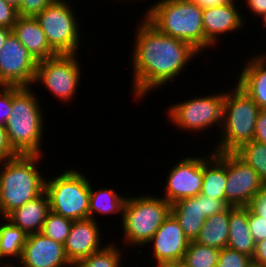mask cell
I'll list each match as a JSON object with an SVG mask.
<instances>
[{
	"label": "cell",
	"instance_id": "9a60e30c",
	"mask_svg": "<svg viewBox=\"0 0 266 267\" xmlns=\"http://www.w3.org/2000/svg\"><path fill=\"white\" fill-rule=\"evenodd\" d=\"M19 261L14 267H72L66 257L64 244L41 232L28 234Z\"/></svg>",
	"mask_w": 266,
	"mask_h": 267
},
{
	"label": "cell",
	"instance_id": "6da1fadb",
	"mask_svg": "<svg viewBox=\"0 0 266 267\" xmlns=\"http://www.w3.org/2000/svg\"><path fill=\"white\" fill-rule=\"evenodd\" d=\"M135 31L132 96L141 100L154 89L174 81L199 52L189 43L158 31L144 17Z\"/></svg>",
	"mask_w": 266,
	"mask_h": 267
},
{
	"label": "cell",
	"instance_id": "5bb4252c",
	"mask_svg": "<svg viewBox=\"0 0 266 267\" xmlns=\"http://www.w3.org/2000/svg\"><path fill=\"white\" fill-rule=\"evenodd\" d=\"M153 249L154 264H180L190 240L185 236L179 221L170 213L152 236L148 245Z\"/></svg>",
	"mask_w": 266,
	"mask_h": 267
},
{
	"label": "cell",
	"instance_id": "5b68a950",
	"mask_svg": "<svg viewBox=\"0 0 266 267\" xmlns=\"http://www.w3.org/2000/svg\"><path fill=\"white\" fill-rule=\"evenodd\" d=\"M233 88L225 92L221 138L214 152H235L254 138L260 108L237 83Z\"/></svg>",
	"mask_w": 266,
	"mask_h": 267
},
{
	"label": "cell",
	"instance_id": "7a4b0ae2",
	"mask_svg": "<svg viewBox=\"0 0 266 267\" xmlns=\"http://www.w3.org/2000/svg\"><path fill=\"white\" fill-rule=\"evenodd\" d=\"M143 15L158 31L189 43L199 53L207 47H213L205 39L203 8L196 3L188 0H157Z\"/></svg>",
	"mask_w": 266,
	"mask_h": 267
},
{
	"label": "cell",
	"instance_id": "cb8c5ba5",
	"mask_svg": "<svg viewBox=\"0 0 266 267\" xmlns=\"http://www.w3.org/2000/svg\"><path fill=\"white\" fill-rule=\"evenodd\" d=\"M229 238V207L206 218L195 241L199 244L217 248L227 247Z\"/></svg>",
	"mask_w": 266,
	"mask_h": 267
},
{
	"label": "cell",
	"instance_id": "d6986e66",
	"mask_svg": "<svg viewBox=\"0 0 266 267\" xmlns=\"http://www.w3.org/2000/svg\"><path fill=\"white\" fill-rule=\"evenodd\" d=\"M12 32L37 61L58 55L50 47L45 33L35 17H18Z\"/></svg>",
	"mask_w": 266,
	"mask_h": 267
},
{
	"label": "cell",
	"instance_id": "f35d334b",
	"mask_svg": "<svg viewBox=\"0 0 266 267\" xmlns=\"http://www.w3.org/2000/svg\"><path fill=\"white\" fill-rule=\"evenodd\" d=\"M253 140L266 144V109H260L257 115Z\"/></svg>",
	"mask_w": 266,
	"mask_h": 267
},
{
	"label": "cell",
	"instance_id": "3957f363",
	"mask_svg": "<svg viewBox=\"0 0 266 267\" xmlns=\"http://www.w3.org/2000/svg\"><path fill=\"white\" fill-rule=\"evenodd\" d=\"M42 155H23L0 162V218H5L45 191L46 177L38 169ZM2 164V165H1Z\"/></svg>",
	"mask_w": 266,
	"mask_h": 267
},
{
	"label": "cell",
	"instance_id": "ab89813d",
	"mask_svg": "<svg viewBox=\"0 0 266 267\" xmlns=\"http://www.w3.org/2000/svg\"><path fill=\"white\" fill-rule=\"evenodd\" d=\"M252 259L262 265H266V239L256 243Z\"/></svg>",
	"mask_w": 266,
	"mask_h": 267
},
{
	"label": "cell",
	"instance_id": "44dd1931",
	"mask_svg": "<svg viewBox=\"0 0 266 267\" xmlns=\"http://www.w3.org/2000/svg\"><path fill=\"white\" fill-rule=\"evenodd\" d=\"M50 212V200L46 191L35 199L12 211L6 218L27 234L41 232L47 214Z\"/></svg>",
	"mask_w": 266,
	"mask_h": 267
},
{
	"label": "cell",
	"instance_id": "60d3db41",
	"mask_svg": "<svg viewBox=\"0 0 266 267\" xmlns=\"http://www.w3.org/2000/svg\"><path fill=\"white\" fill-rule=\"evenodd\" d=\"M247 7L254 15L261 16L266 12V0H245Z\"/></svg>",
	"mask_w": 266,
	"mask_h": 267
},
{
	"label": "cell",
	"instance_id": "bcb514c9",
	"mask_svg": "<svg viewBox=\"0 0 266 267\" xmlns=\"http://www.w3.org/2000/svg\"><path fill=\"white\" fill-rule=\"evenodd\" d=\"M156 267H182L180 264L156 265Z\"/></svg>",
	"mask_w": 266,
	"mask_h": 267
},
{
	"label": "cell",
	"instance_id": "f6af8a7d",
	"mask_svg": "<svg viewBox=\"0 0 266 267\" xmlns=\"http://www.w3.org/2000/svg\"><path fill=\"white\" fill-rule=\"evenodd\" d=\"M246 267H264V265L254 261L253 259L250 260V262L247 264Z\"/></svg>",
	"mask_w": 266,
	"mask_h": 267
},
{
	"label": "cell",
	"instance_id": "74e56055",
	"mask_svg": "<svg viewBox=\"0 0 266 267\" xmlns=\"http://www.w3.org/2000/svg\"><path fill=\"white\" fill-rule=\"evenodd\" d=\"M18 155L9 142L5 126L0 125V162Z\"/></svg>",
	"mask_w": 266,
	"mask_h": 267
},
{
	"label": "cell",
	"instance_id": "83f0119b",
	"mask_svg": "<svg viewBox=\"0 0 266 267\" xmlns=\"http://www.w3.org/2000/svg\"><path fill=\"white\" fill-rule=\"evenodd\" d=\"M117 246L113 244V241L108 242L104 248L75 262L72 267H123L121 265L122 250H119Z\"/></svg>",
	"mask_w": 266,
	"mask_h": 267
},
{
	"label": "cell",
	"instance_id": "c3c4849f",
	"mask_svg": "<svg viewBox=\"0 0 266 267\" xmlns=\"http://www.w3.org/2000/svg\"><path fill=\"white\" fill-rule=\"evenodd\" d=\"M260 19H262V21H263L262 22L263 23V27L265 26V28H266V12L261 15V18Z\"/></svg>",
	"mask_w": 266,
	"mask_h": 267
},
{
	"label": "cell",
	"instance_id": "b9f144b4",
	"mask_svg": "<svg viewBox=\"0 0 266 267\" xmlns=\"http://www.w3.org/2000/svg\"><path fill=\"white\" fill-rule=\"evenodd\" d=\"M190 2L196 3L201 8H209L219 5H225L232 0H188Z\"/></svg>",
	"mask_w": 266,
	"mask_h": 267
},
{
	"label": "cell",
	"instance_id": "4dcf8cb0",
	"mask_svg": "<svg viewBox=\"0 0 266 267\" xmlns=\"http://www.w3.org/2000/svg\"><path fill=\"white\" fill-rule=\"evenodd\" d=\"M251 259L246 254L225 247L219 251L217 267H246Z\"/></svg>",
	"mask_w": 266,
	"mask_h": 267
},
{
	"label": "cell",
	"instance_id": "603a6c76",
	"mask_svg": "<svg viewBox=\"0 0 266 267\" xmlns=\"http://www.w3.org/2000/svg\"><path fill=\"white\" fill-rule=\"evenodd\" d=\"M256 242L248 226V208L229 206V238L227 247L246 254L254 255Z\"/></svg>",
	"mask_w": 266,
	"mask_h": 267
},
{
	"label": "cell",
	"instance_id": "836d02e7",
	"mask_svg": "<svg viewBox=\"0 0 266 267\" xmlns=\"http://www.w3.org/2000/svg\"><path fill=\"white\" fill-rule=\"evenodd\" d=\"M11 110L12 86H0V125H6Z\"/></svg>",
	"mask_w": 266,
	"mask_h": 267
},
{
	"label": "cell",
	"instance_id": "484cf974",
	"mask_svg": "<svg viewBox=\"0 0 266 267\" xmlns=\"http://www.w3.org/2000/svg\"><path fill=\"white\" fill-rule=\"evenodd\" d=\"M5 219L6 222L0 224V256L5 260L8 257L7 263L9 266H14V263L19 262L21 258L28 234L19 227L14 226L7 218ZM10 258L13 261L16 260V262L12 263Z\"/></svg>",
	"mask_w": 266,
	"mask_h": 267
},
{
	"label": "cell",
	"instance_id": "ffe728a7",
	"mask_svg": "<svg viewBox=\"0 0 266 267\" xmlns=\"http://www.w3.org/2000/svg\"><path fill=\"white\" fill-rule=\"evenodd\" d=\"M213 152V153H212ZM203 157V184L201 194L226 203L227 152H209Z\"/></svg>",
	"mask_w": 266,
	"mask_h": 267
},
{
	"label": "cell",
	"instance_id": "7dc6e473",
	"mask_svg": "<svg viewBox=\"0 0 266 267\" xmlns=\"http://www.w3.org/2000/svg\"><path fill=\"white\" fill-rule=\"evenodd\" d=\"M0 267H10L8 263H5V260L1 256H0Z\"/></svg>",
	"mask_w": 266,
	"mask_h": 267
},
{
	"label": "cell",
	"instance_id": "ee69618b",
	"mask_svg": "<svg viewBox=\"0 0 266 267\" xmlns=\"http://www.w3.org/2000/svg\"><path fill=\"white\" fill-rule=\"evenodd\" d=\"M5 2L18 10L21 0H5Z\"/></svg>",
	"mask_w": 266,
	"mask_h": 267
},
{
	"label": "cell",
	"instance_id": "1f68e13d",
	"mask_svg": "<svg viewBox=\"0 0 266 267\" xmlns=\"http://www.w3.org/2000/svg\"><path fill=\"white\" fill-rule=\"evenodd\" d=\"M55 0H21L17 10L19 17H36Z\"/></svg>",
	"mask_w": 266,
	"mask_h": 267
},
{
	"label": "cell",
	"instance_id": "ba28073f",
	"mask_svg": "<svg viewBox=\"0 0 266 267\" xmlns=\"http://www.w3.org/2000/svg\"><path fill=\"white\" fill-rule=\"evenodd\" d=\"M71 6L69 1L55 0L35 17L58 55L77 54L80 48V23Z\"/></svg>",
	"mask_w": 266,
	"mask_h": 267
},
{
	"label": "cell",
	"instance_id": "f1b7e54d",
	"mask_svg": "<svg viewBox=\"0 0 266 267\" xmlns=\"http://www.w3.org/2000/svg\"><path fill=\"white\" fill-rule=\"evenodd\" d=\"M234 153L252 167L266 185V144L252 140Z\"/></svg>",
	"mask_w": 266,
	"mask_h": 267
},
{
	"label": "cell",
	"instance_id": "ac0fdd59",
	"mask_svg": "<svg viewBox=\"0 0 266 267\" xmlns=\"http://www.w3.org/2000/svg\"><path fill=\"white\" fill-rule=\"evenodd\" d=\"M246 61L236 80L237 84L260 109H266V53L253 55Z\"/></svg>",
	"mask_w": 266,
	"mask_h": 267
},
{
	"label": "cell",
	"instance_id": "9c48e42d",
	"mask_svg": "<svg viewBox=\"0 0 266 267\" xmlns=\"http://www.w3.org/2000/svg\"><path fill=\"white\" fill-rule=\"evenodd\" d=\"M224 96L225 92L222 91L171 104L166 112L167 118L177 128L187 132L201 133L216 125L222 128Z\"/></svg>",
	"mask_w": 266,
	"mask_h": 267
},
{
	"label": "cell",
	"instance_id": "8fae6325",
	"mask_svg": "<svg viewBox=\"0 0 266 267\" xmlns=\"http://www.w3.org/2000/svg\"><path fill=\"white\" fill-rule=\"evenodd\" d=\"M38 61L11 32L0 50V86H34Z\"/></svg>",
	"mask_w": 266,
	"mask_h": 267
},
{
	"label": "cell",
	"instance_id": "e575fe53",
	"mask_svg": "<svg viewBox=\"0 0 266 267\" xmlns=\"http://www.w3.org/2000/svg\"><path fill=\"white\" fill-rule=\"evenodd\" d=\"M246 207L266 220V185L254 194Z\"/></svg>",
	"mask_w": 266,
	"mask_h": 267
},
{
	"label": "cell",
	"instance_id": "277c9868",
	"mask_svg": "<svg viewBox=\"0 0 266 267\" xmlns=\"http://www.w3.org/2000/svg\"><path fill=\"white\" fill-rule=\"evenodd\" d=\"M31 88L12 86V110L5 128L18 154L43 155L44 116Z\"/></svg>",
	"mask_w": 266,
	"mask_h": 267
},
{
	"label": "cell",
	"instance_id": "f546056e",
	"mask_svg": "<svg viewBox=\"0 0 266 267\" xmlns=\"http://www.w3.org/2000/svg\"><path fill=\"white\" fill-rule=\"evenodd\" d=\"M73 220L50 211L44 221L41 233L50 239L65 244L70 233Z\"/></svg>",
	"mask_w": 266,
	"mask_h": 267
},
{
	"label": "cell",
	"instance_id": "30bf717a",
	"mask_svg": "<svg viewBox=\"0 0 266 267\" xmlns=\"http://www.w3.org/2000/svg\"><path fill=\"white\" fill-rule=\"evenodd\" d=\"M77 58V54H59L38 61L33 84L41 83L60 101L67 103L73 100L82 75L81 63Z\"/></svg>",
	"mask_w": 266,
	"mask_h": 267
},
{
	"label": "cell",
	"instance_id": "4316f807",
	"mask_svg": "<svg viewBox=\"0 0 266 267\" xmlns=\"http://www.w3.org/2000/svg\"><path fill=\"white\" fill-rule=\"evenodd\" d=\"M219 249L190 241L180 263L182 267H217Z\"/></svg>",
	"mask_w": 266,
	"mask_h": 267
},
{
	"label": "cell",
	"instance_id": "e0dca14e",
	"mask_svg": "<svg viewBox=\"0 0 266 267\" xmlns=\"http://www.w3.org/2000/svg\"><path fill=\"white\" fill-rule=\"evenodd\" d=\"M237 8V0L225 5L203 8L204 35L212 46H216L222 35L237 32L245 25V16H242Z\"/></svg>",
	"mask_w": 266,
	"mask_h": 267
},
{
	"label": "cell",
	"instance_id": "7402d4cb",
	"mask_svg": "<svg viewBox=\"0 0 266 267\" xmlns=\"http://www.w3.org/2000/svg\"><path fill=\"white\" fill-rule=\"evenodd\" d=\"M171 213L179 221L185 236L195 241L206 220L202 207V194L182 198L171 204Z\"/></svg>",
	"mask_w": 266,
	"mask_h": 267
},
{
	"label": "cell",
	"instance_id": "d4e9b609",
	"mask_svg": "<svg viewBox=\"0 0 266 267\" xmlns=\"http://www.w3.org/2000/svg\"><path fill=\"white\" fill-rule=\"evenodd\" d=\"M90 182L89 218L96 219L95 214H123V207L127 196L118 194L113 189L99 188L95 191ZM121 195V196H120Z\"/></svg>",
	"mask_w": 266,
	"mask_h": 267
},
{
	"label": "cell",
	"instance_id": "4fadbf2b",
	"mask_svg": "<svg viewBox=\"0 0 266 267\" xmlns=\"http://www.w3.org/2000/svg\"><path fill=\"white\" fill-rule=\"evenodd\" d=\"M264 185L252 167L234 152H227L225 193L228 206H247L254 194Z\"/></svg>",
	"mask_w": 266,
	"mask_h": 267
},
{
	"label": "cell",
	"instance_id": "2e32d148",
	"mask_svg": "<svg viewBox=\"0 0 266 267\" xmlns=\"http://www.w3.org/2000/svg\"><path fill=\"white\" fill-rule=\"evenodd\" d=\"M99 222L92 218L73 220V224L64 251L67 259L73 265L75 262L88 257L90 254L104 248L102 246Z\"/></svg>",
	"mask_w": 266,
	"mask_h": 267
},
{
	"label": "cell",
	"instance_id": "d590c367",
	"mask_svg": "<svg viewBox=\"0 0 266 267\" xmlns=\"http://www.w3.org/2000/svg\"><path fill=\"white\" fill-rule=\"evenodd\" d=\"M18 17L16 8L7 4L5 0H0V27H6L13 30Z\"/></svg>",
	"mask_w": 266,
	"mask_h": 267
},
{
	"label": "cell",
	"instance_id": "8d00e7d4",
	"mask_svg": "<svg viewBox=\"0 0 266 267\" xmlns=\"http://www.w3.org/2000/svg\"><path fill=\"white\" fill-rule=\"evenodd\" d=\"M202 207L205 217L209 218L213 214L226 210L229 206L221 199H211L208 195L202 194Z\"/></svg>",
	"mask_w": 266,
	"mask_h": 267
},
{
	"label": "cell",
	"instance_id": "52a82bcc",
	"mask_svg": "<svg viewBox=\"0 0 266 267\" xmlns=\"http://www.w3.org/2000/svg\"><path fill=\"white\" fill-rule=\"evenodd\" d=\"M45 191L53 213L72 220L89 218L90 181L77 169L47 178Z\"/></svg>",
	"mask_w": 266,
	"mask_h": 267
},
{
	"label": "cell",
	"instance_id": "7bdbcfd3",
	"mask_svg": "<svg viewBox=\"0 0 266 267\" xmlns=\"http://www.w3.org/2000/svg\"><path fill=\"white\" fill-rule=\"evenodd\" d=\"M11 32L12 29L6 27H0V50L4 46L5 41Z\"/></svg>",
	"mask_w": 266,
	"mask_h": 267
},
{
	"label": "cell",
	"instance_id": "7c38bea8",
	"mask_svg": "<svg viewBox=\"0 0 266 267\" xmlns=\"http://www.w3.org/2000/svg\"><path fill=\"white\" fill-rule=\"evenodd\" d=\"M202 184L203 158L187 156L170 168L162 197L173 204L182 198L200 194Z\"/></svg>",
	"mask_w": 266,
	"mask_h": 267
},
{
	"label": "cell",
	"instance_id": "8992f818",
	"mask_svg": "<svg viewBox=\"0 0 266 267\" xmlns=\"http://www.w3.org/2000/svg\"><path fill=\"white\" fill-rule=\"evenodd\" d=\"M170 213L171 204L162 197L151 194L127 196L120 222L123 245L130 248L146 246Z\"/></svg>",
	"mask_w": 266,
	"mask_h": 267
},
{
	"label": "cell",
	"instance_id": "d6a6232c",
	"mask_svg": "<svg viewBox=\"0 0 266 267\" xmlns=\"http://www.w3.org/2000/svg\"><path fill=\"white\" fill-rule=\"evenodd\" d=\"M248 226L254 241L266 239V220L248 209Z\"/></svg>",
	"mask_w": 266,
	"mask_h": 267
}]
</instances>
